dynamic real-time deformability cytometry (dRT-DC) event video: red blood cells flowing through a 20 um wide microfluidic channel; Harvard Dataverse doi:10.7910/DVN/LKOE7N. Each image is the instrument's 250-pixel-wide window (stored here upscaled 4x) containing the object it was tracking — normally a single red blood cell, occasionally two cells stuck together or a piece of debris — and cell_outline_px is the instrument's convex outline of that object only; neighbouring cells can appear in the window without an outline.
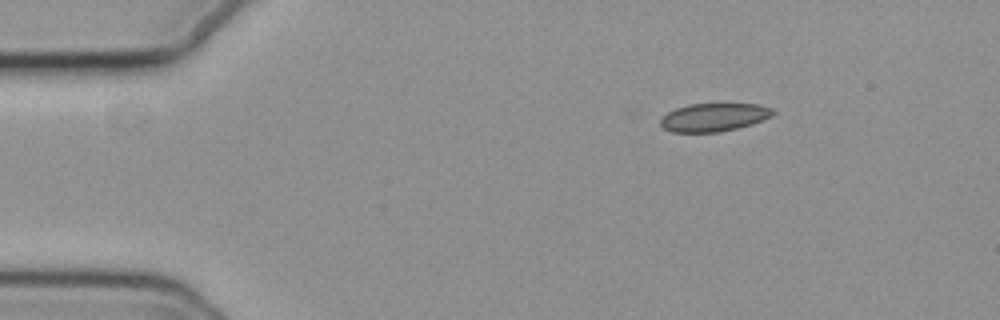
{"species": "common noctule bat (a hibernating species)", "species_latin": "Nyctalus noctula", "temperature_condition": "cold", "stored_images_in_passage": 48, "camera_frame_rate_fps": 3000, "um_per_image_px": 0.085, "animal": {"sex": "female", "body_mass_g": 19.3, "forearm_length_mm": 54.1}, "frame": {"image": 1, "passage_image": 1, "time_ms": 0.0, "image_size_px": [1000, 320], "cell_outline_px": [[776, 112], [772, 116], [752, 124], [720, 132], [672, 132], [664, 128], [660, 124], [660, 120], [668, 112], [676, 108], [688, 104], [760, 104], [772, 108]], "centroid_in_image_um": [60.7, 9.96], "position_along_channel_um": 24.3, "area_um2": 18.44}}
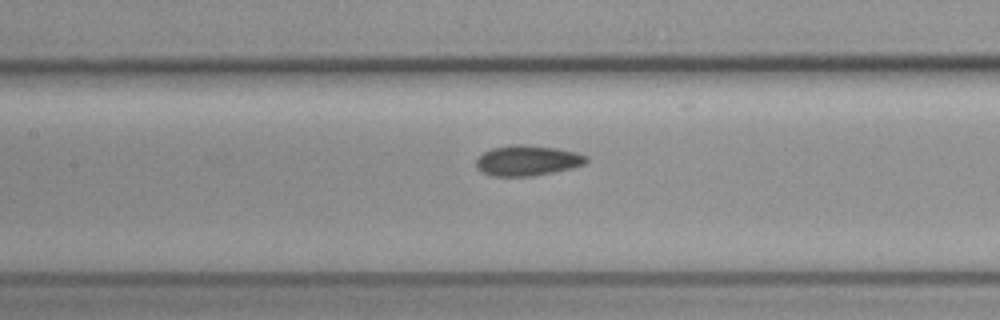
{"frame": {"image": 2, "passage_image": 18, "time_ms": 5.667, "image_size_px": [1000, 320], "cell_outline_px": [[588, 160], [584, 164], [572, 168], [532, 176], [492, 176], [480, 172], [476, 168], [476, 160], [484, 152], [492, 148], [512, 144], [528, 144], [556, 148], [576, 152], [588, 156]], "centroid_in_image_um": [44.81, 13.64], "position_along_channel_um": 162.6, "area_um2": 19.65}}
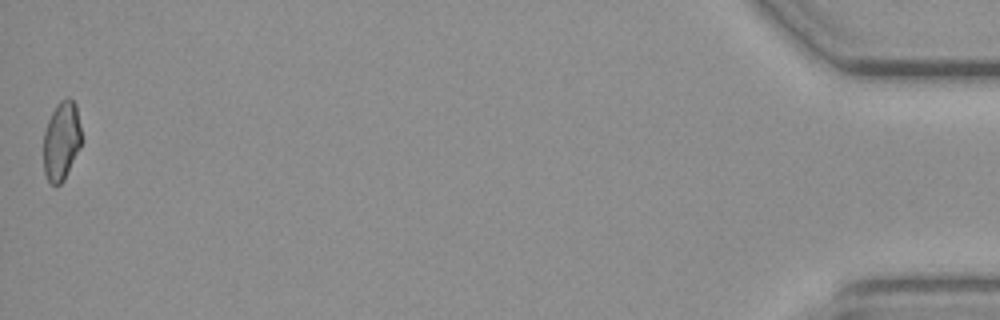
{"frame": {"image": 3, "passage_image": 48, "time_ms": 15.667, "image_size_px": [1000, 320], "cell_outline_px": [[80, 148], [64, 180], [60, 184], [52, 184], [48, 180], [44, 172], [44, 132], [48, 120], [56, 104], [60, 100], [68, 96], [76, 104], [80, 128]], "centroid_in_image_um": [5.22, 11.95], "position_along_channel_um": 430.0, "area_um2": 17.34}, "authors_computed_cell_mechanics": {"area_um2": 18.8139, "velocity_mm_per_s": 3.7154, "shape_relaxation_time_tau1_ms": null, "shape_relaxation_time_tau2_ms": 7.402, "deformation_change_tau1": null, "deformation_change_tau2": 0.1097}}